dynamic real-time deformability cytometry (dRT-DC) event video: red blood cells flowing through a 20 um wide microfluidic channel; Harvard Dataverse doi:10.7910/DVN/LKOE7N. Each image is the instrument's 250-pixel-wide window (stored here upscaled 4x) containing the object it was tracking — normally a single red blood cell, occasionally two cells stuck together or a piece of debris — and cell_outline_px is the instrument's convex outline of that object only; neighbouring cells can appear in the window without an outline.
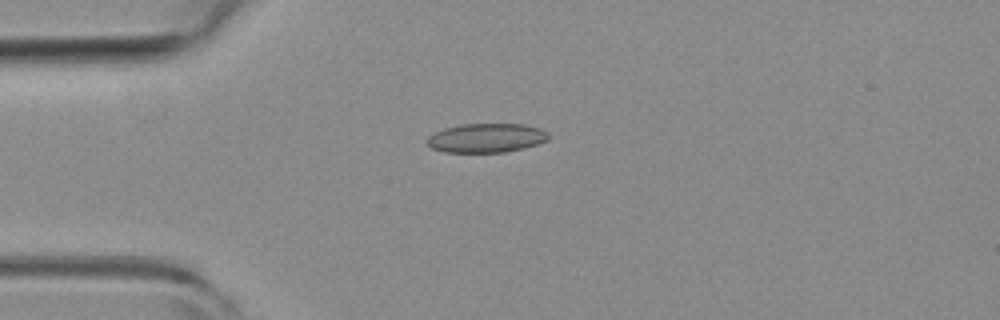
{"species": "common noctule bat (a hibernating species)", "species_latin": "Nyctalus noctula", "temperature_condition": "room temperature", "stored_images_in_passage": 6, "camera_frame_rate_fps": 3000, "um_per_image_px": 0.085, "animal": {"sex": "female", "body_mass_g": 19.3, "forearm_length_mm": 54.1}, "frame": {"image": 1, "passage_image": 3, "time_ms": 0.667, "image_size_px": [1000, 320], "cell_outline_px": [[548, 140], [524, 148], [504, 152], [444, 152], [432, 148], [424, 140], [428, 136], [444, 128], [460, 124], [524, 124], [540, 128], [548, 132]], "centroid_in_image_um": [41.32, 11.72], "position_along_channel_um": 43.7, "area_um2": 20.63}}
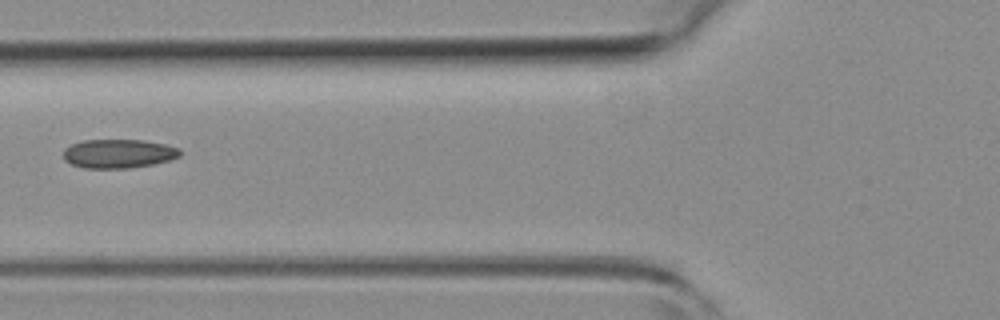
{"frame": {"image": 2, "passage_image": 5, "time_ms": 1.333, "image_size_px": [1000, 320], "cell_outline_px": [[180, 156], [168, 160], [152, 164], [128, 168], [84, 168], [72, 164], [64, 160], [64, 148], [72, 144], [84, 140], [144, 140], [164, 144], [180, 148]], "centroid_in_image_um": [10.06, 13.05], "position_along_channel_um": 115.7, "area_um2": 19.54}}
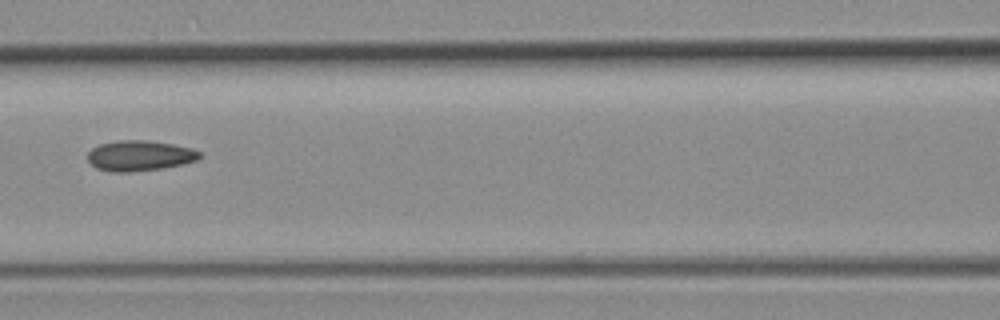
{"frame": {"image": 3, "passage_image": 6, "time_ms": 1.667, "image_size_px": [1000, 320], "cell_outline_px": [[200, 156], [196, 160], [184, 164], [164, 168], [128, 172], [112, 172], [96, 168], [88, 160], [88, 152], [92, 148], [100, 144], [116, 140], [148, 140], [172, 144], [192, 148], [200, 152]], "centroid_in_image_um": [11.86, 13.23], "position_along_channel_um": 154.7, "area_um2": 19.88}}